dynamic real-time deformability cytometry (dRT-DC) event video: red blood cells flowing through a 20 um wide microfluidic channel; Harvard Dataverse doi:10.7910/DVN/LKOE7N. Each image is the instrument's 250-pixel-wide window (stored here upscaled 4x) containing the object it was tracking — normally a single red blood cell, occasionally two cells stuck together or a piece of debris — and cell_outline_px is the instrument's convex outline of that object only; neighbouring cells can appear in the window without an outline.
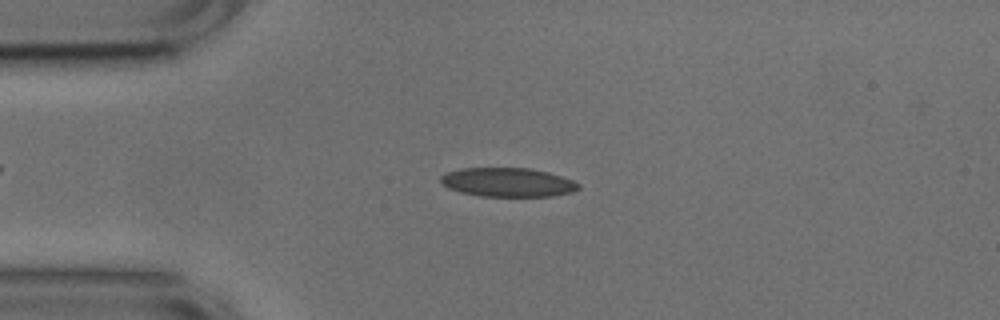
{"species": "common noctule bat (a hibernating species)", "species_latin": "Nyctalus noctula", "temperature_condition": "cold", "stored_images_in_passage": 51, "camera_frame_rate_fps": 3000, "um_per_image_px": 0.085, "animal": {"sex": "male", "body_mass_g": 17.9, "forearm_length_mm": 54.2}, "frame": {"image": 1, "passage_image": 11, "time_ms": 3.333, "image_size_px": [1000, 320], "cell_outline_px": [[580, 188], [572, 192], [552, 196], [480, 196], [460, 192], [448, 188], [440, 180], [440, 176], [448, 172], [460, 168], [528, 168], [548, 172], [572, 180], [580, 184]], "centroid_in_image_um": [43.16, 15.49], "position_along_channel_um": 41.8, "area_um2": 23.18}}
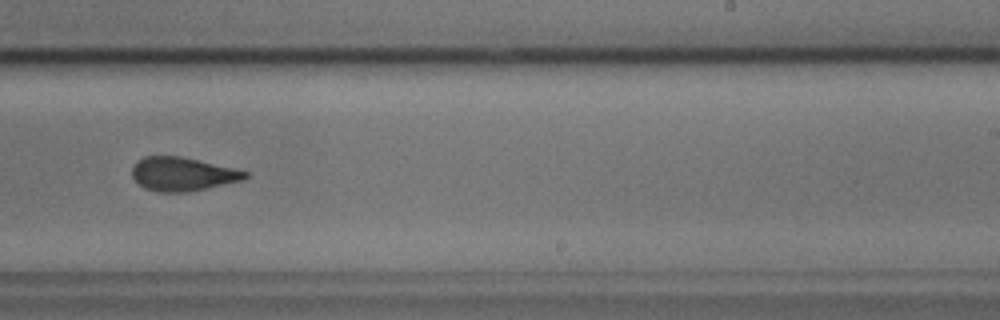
{"frame": {"image": 2, "passage_image": 31, "time_ms": 10.0, "image_size_px": [1000, 320], "cell_outline_px": [[248, 176], [244, 180], [208, 188], [184, 192], [160, 192], [144, 188], [132, 176], [132, 164], [136, 160], [144, 156], [180, 156], [236, 168], [248, 172]], "centroid_in_image_um": [15.52, 14.78], "position_along_channel_um": 273.5, "area_um2": 22.31}}
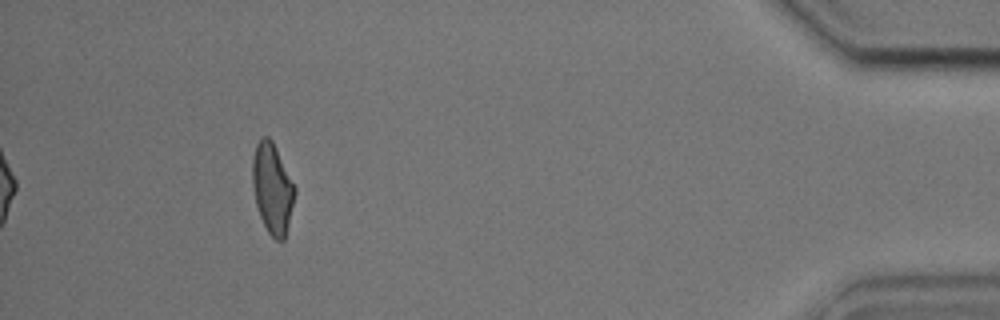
{"frame": {"image": 3, "passage_image": 47, "time_ms": 15.333, "image_size_px": [1000, 320], "cell_outline_px": [[296, 192], [284, 240], [276, 240], [268, 232], [260, 216], [256, 204], [252, 184], [252, 160], [256, 144], [260, 136], [268, 136], [272, 140], [296, 188]], "centroid_in_image_um": [23.14, 15.98], "position_along_channel_um": 412.1, "area_um2": 22.14}, "authors_computed_cell_mechanics": {"area_um2": 22.7732, "velocity_mm_per_s": 3.7673, "shape_relaxation_time_tau1_ms": 4.9358, "shape_relaxation_time_tau2_ms": 1.5567, "deformation_change_tau1": 0.1412, "deformation_change_tau2": 0.0902}}